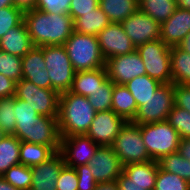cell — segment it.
I'll list each match as a JSON object with an SVG mask.
<instances>
[{"mask_svg": "<svg viewBox=\"0 0 190 190\" xmlns=\"http://www.w3.org/2000/svg\"><path fill=\"white\" fill-rule=\"evenodd\" d=\"M0 190H19L9 184L2 176H0Z\"/></svg>", "mask_w": 190, "mask_h": 190, "instance_id": "obj_51", "label": "cell"}, {"mask_svg": "<svg viewBox=\"0 0 190 190\" xmlns=\"http://www.w3.org/2000/svg\"><path fill=\"white\" fill-rule=\"evenodd\" d=\"M95 115L87 97L70 91L60 93L57 121L61 137L86 135Z\"/></svg>", "mask_w": 190, "mask_h": 190, "instance_id": "obj_2", "label": "cell"}, {"mask_svg": "<svg viewBox=\"0 0 190 190\" xmlns=\"http://www.w3.org/2000/svg\"><path fill=\"white\" fill-rule=\"evenodd\" d=\"M100 50L105 60L136 50L120 23H110L97 34Z\"/></svg>", "mask_w": 190, "mask_h": 190, "instance_id": "obj_15", "label": "cell"}, {"mask_svg": "<svg viewBox=\"0 0 190 190\" xmlns=\"http://www.w3.org/2000/svg\"><path fill=\"white\" fill-rule=\"evenodd\" d=\"M139 10L160 24L165 22L177 8L176 0H138Z\"/></svg>", "mask_w": 190, "mask_h": 190, "instance_id": "obj_30", "label": "cell"}, {"mask_svg": "<svg viewBox=\"0 0 190 190\" xmlns=\"http://www.w3.org/2000/svg\"><path fill=\"white\" fill-rule=\"evenodd\" d=\"M120 24L136 48L146 42L160 39L161 24L139 9Z\"/></svg>", "mask_w": 190, "mask_h": 190, "instance_id": "obj_12", "label": "cell"}, {"mask_svg": "<svg viewBox=\"0 0 190 190\" xmlns=\"http://www.w3.org/2000/svg\"><path fill=\"white\" fill-rule=\"evenodd\" d=\"M99 145L86 135L61 137L60 153L66 166L74 168L88 164L93 158Z\"/></svg>", "mask_w": 190, "mask_h": 190, "instance_id": "obj_14", "label": "cell"}, {"mask_svg": "<svg viewBox=\"0 0 190 190\" xmlns=\"http://www.w3.org/2000/svg\"><path fill=\"white\" fill-rule=\"evenodd\" d=\"M94 190H119L116 180L97 183Z\"/></svg>", "mask_w": 190, "mask_h": 190, "instance_id": "obj_49", "label": "cell"}, {"mask_svg": "<svg viewBox=\"0 0 190 190\" xmlns=\"http://www.w3.org/2000/svg\"><path fill=\"white\" fill-rule=\"evenodd\" d=\"M24 20V11L15 6H7L0 9V38L5 33L18 26Z\"/></svg>", "mask_w": 190, "mask_h": 190, "instance_id": "obj_38", "label": "cell"}, {"mask_svg": "<svg viewBox=\"0 0 190 190\" xmlns=\"http://www.w3.org/2000/svg\"><path fill=\"white\" fill-rule=\"evenodd\" d=\"M56 152L49 146L21 141L20 164L27 167L39 165L47 161Z\"/></svg>", "mask_w": 190, "mask_h": 190, "instance_id": "obj_28", "label": "cell"}, {"mask_svg": "<svg viewBox=\"0 0 190 190\" xmlns=\"http://www.w3.org/2000/svg\"><path fill=\"white\" fill-rule=\"evenodd\" d=\"M7 6H14L13 0H0V9Z\"/></svg>", "mask_w": 190, "mask_h": 190, "instance_id": "obj_53", "label": "cell"}, {"mask_svg": "<svg viewBox=\"0 0 190 190\" xmlns=\"http://www.w3.org/2000/svg\"><path fill=\"white\" fill-rule=\"evenodd\" d=\"M160 85V82L151 78L147 74L137 76L125 84L129 92L135 98L137 108L144 105L145 102L155 94Z\"/></svg>", "mask_w": 190, "mask_h": 190, "instance_id": "obj_27", "label": "cell"}, {"mask_svg": "<svg viewBox=\"0 0 190 190\" xmlns=\"http://www.w3.org/2000/svg\"><path fill=\"white\" fill-rule=\"evenodd\" d=\"M98 5L110 23H121L139 9L138 0H99Z\"/></svg>", "mask_w": 190, "mask_h": 190, "instance_id": "obj_24", "label": "cell"}, {"mask_svg": "<svg viewBox=\"0 0 190 190\" xmlns=\"http://www.w3.org/2000/svg\"><path fill=\"white\" fill-rule=\"evenodd\" d=\"M78 175V190H94L97 184L88 164L74 167Z\"/></svg>", "mask_w": 190, "mask_h": 190, "instance_id": "obj_42", "label": "cell"}, {"mask_svg": "<svg viewBox=\"0 0 190 190\" xmlns=\"http://www.w3.org/2000/svg\"><path fill=\"white\" fill-rule=\"evenodd\" d=\"M59 93L54 89L36 86L27 79L16 82L14 97L30 105L37 114L58 118Z\"/></svg>", "mask_w": 190, "mask_h": 190, "instance_id": "obj_9", "label": "cell"}, {"mask_svg": "<svg viewBox=\"0 0 190 190\" xmlns=\"http://www.w3.org/2000/svg\"><path fill=\"white\" fill-rule=\"evenodd\" d=\"M154 190H190V183L178 175L159 168Z\"/></svg>", "mask_w": 190, "mask_h": 190, "instance_id": "obj_37", "label": "cell"}, {"mask_svg": "<svg viewBox=\"0 0 190 190\" xmlns=\"http://www.w3.org/2000/svg\"><path fill=\"white\" fill-rule=\"evenodd\" d=\"M173 107V83L161 84L155 94L138 108L132 122L141 125L167 120L168 114Z\"/></svg>", "mask_w": 190, "mask_h": 190, "instance_id": "obj_10", "label": "cell"}, {"mask_svg": "<svg viewBox=\"0 0 190 190\" xmlns=\"http://www.w3.org/2000/svg\"><path fill=\"white\" fill-rule=\"evenodd\" d=\"M73 22L74 31L95 36L110 24L107 15L99 6L92 12L76 18Z\"/></svg>", "mask_w": 190, "mask_h": 190, "instance_id": "obj_25", "label": "cell"}, {"mask_svg": "<svg viewBox=\"0 0 190 190\" xmlns=\"http://www.w3.org/2000/svg\"><path fill=\"white\" fill-rule=\"evenodd\" d=\"M174 106L190 113V85L173 84Z\"/></svg>", "mask_w": 190, "mask_h": 190, "instance_id": "obj_43", "label": "cell"}, {"mask_svg": "<svg viewBox=\"0 0 190 190\" xmlns=\"http://www.w3.org/2000/svg\"><path fill=\"white\" fill-rule=\"evenodd\" d=\"M57 190H78V175L74 168L64 166L56 182Z\"/></svg>", "mask_w": 190, "mask_h": 190, "instance_id": "obj_40", "label": "cell"}, {"mask_svg": "<svg viewBox=\"0 0 190 190\" xmlns=\"http://www.w3.org/2000/svg\"><path fill=\"white\" fill-rule=\"evenodd\" d=\"M20 144L14 135H6L0 140V176L10 167L20 164Z\"/></svg>", "mask_w": 190, "mask_h": 190, "instance_id": "obj_29", "label": "cell"}, {"mask_svg": "<svg viewBox=\"0 0 190 190\" xmlns=\"http://www.w3.org/2000/svg\"><path fill=\"white\" fill-rule=\"evenodd\" d=\"M22 79H27L41 88L51 89V80L44 60V46H33L22 57Z\"/></svg>", "mask_w": 190, "mask_h": 190, "instance_id": "obj_17", "label": "cell"}, {"mask_svg": "<svg viewBox=\"0 0 190 190\" xmlns=\"http://www.w3.org/2000/svg\"><path fill=\"white\" fill-rule=\"evenodd\" d=\"M136 50L141 56L148 76L161 84L172 83L171 47L157 39L138 46Z\"/></svg>", "mask_w": 190, "mask_h": 190, "instance_id": "obj_7", "label": "cell"}, {"mask_svg": "<svg viewBox=\"0 0 190 190\" xmlns=\"http://www.w3.org/2000/svg\"><path fill=\"white\" fill-rule=\"evenodd\" d=\"M14 111L16 121L36 120L39 115L27 102L17 97H14Z\"/></svg>", "mask_w": 190, "mask_h": 190, "instance_id": "obj_44", "label": "cell"}, {"mask_svg": "<svg viewBox=\"0 0 190 190\" xmlns=\"http://www.w3.org/2000/svg\"><path fill=\"white\" fill-rule=\"evenodd\" d=\"M2 177L19 190H30L32 183V171L30 167L18 164L10 167Z\"/></svg>", "mask_w": 190, "mask_h": 190, "instance_id": "obj_32", "label": "cell"}, {"mask_svg": "<svg viewBox=\"0 0 190 190\" xmlns=\"http://www.w3.org/2000/svg\"><path fill=\"white\" fill-rule=\"evenodd\" d=\"M6 136V133L0 128V140Z\"/></svg>", "mask_w": 190, "mask_h": 190, "instance_id": "obj_54", "label": "cell"}, {"mask_svg": "<svg viewBox=\"0 0 190 190\" xmlns=\"http://www.w3.org/2000/svg\"><path fill=\"white\" fill-rule=\"evenodd\" d=\"M125 123L113 110L98 111L86 136L99 146H112Z\"/></svg>", "mask_w": 190, "mask_h": 190, "instance_id": "obj_13", "label": "cell"}, {"mask_svg": "<svg viewBox=\"0 0 190 190\" xmlns=\"http://www.w3.org/2000/svg\"><path fill=\"white\" fill-rule=\"evenodd\" d=\"M70 62L75 72L90 71L105 67L98 38L95 35L73 31L64 43Z\"/></svg>", "mask_w": 190, "mask_h": 190, "instance_id": "obj_3", "label": "cell"}, {"mask_svg": "<svg viewBox=\"0 0 190 190\" xmlns=\"http://www.w3.org/2000/svg\"><path fill=\"white\" fill-rule=\"evenodd\" d=\"M16 82L0 73V98L15 95Z\"/></svg>", "mask_w": 190, "mask_h": 190, "instance_id": "obj_46", "label": "cell"}, {"mask_svg": "<svg viewBox=\"0 0 190 190\" xmlns=\"http://www.w3.org/2000/svg\"><path fill=\"white\" fill-rule=\"evenodd\" d=\"M72 0H37L35 9L50 14H68Z\"/></svg>", "mask_w": 190, "mask_h": 190, "instance_id": "obj_39", "label": "cell"}, {"mask_svg": "<svg viewBox=\"0 0 190 190\" xmlns=\"http://www.w3.org/2000/svg\"><path fill=\"white\" fill-rule=\"evenodd\" d=\"M159 165L155 160L144 163H132L123 166V173L131 183L138 185H155Z\"/></svg>", "mask_w": 190, "mask_h": 190, "instance_id": "obj_23", "label": "cell"}, {"mask_svg": "<svg viewBox=\"0 0 190 190\" xmlns=\"http://www.w3.org/2000/svg\"><path fill=\"white\" fill-rule=\"evenodd\" d=\"M177 7L190 10V0H176Z\"/></svg>", "mask_w": 190, "mask_h": 190, "instance_id": "obj_52", "label": "cell"}, {"mask_svg": "<svg viewBox=\"0 0 190 190\" xmlns=\"http://www.w3.org/2000/svg\"><path fill=\"white\" fill-rule=\"evenodd\" d=\"M37 0H13L14 6L23 11L34 9Z\"/></svg>", "mask_w": 190, "mask_h": 190, "instance_id": "obj_48", "label": "cell"}, {"mask_svg": "<svg viewBox=\"0 0 190 190\" xmlns=\"http://www.w3.org/2000/svg\"><path fill=\"white\" fill-rule=\"evenodd\" d=\"M190 32V10L177 7L174 13L161 23L160 39L169 47L178 46Z\"/></svg>", "mask_w": 190, "mask_h": 190, "instance_id": "obj_19", "label": "cell"}, {"mask_svg": "<svg viewBox=\"0 0 190 190\" xmlns=\"http://www.w3.org/2000/svg\"><path fill=\"white\" fill-rule=\"evenodd\" d=\"M88 165L97 183L114 181L123 172V166L111 146H99Z\"/></svg>", "mask_w": 190, "mask_h": 190, "instance_id": "obj_16", "label": "cell"}, {"mask_svg": "<svg viewBox=\"0 0 190 190\" xmlns=\"http://www.w3.org/2000/svg\"><path fill=\"white\" fill-rule=\"evenodd\" d=\"M112 110L126 122L134 120L138 111L137 104L125 85L114 83Z\"/></svg>", "mask_w": 190, "mask_h": 190, "instance_id": "obj_22", "label": "cell"}, {"mask_svg": "<svg viewBox=\"0 0 190 190\" xmlns=\"http://www.w3.org/2000/svg\"><path fill=\"white\" fill-rule=\"evenodd\" d=\"M141 136L152 160L178 151L180 137L167 120L140 125Z\"/></svg>", "mask_w": 190, "mask_h": 190, "instance_id": "obj_5", "label": "cell"}, {"mask_svg": "<svg viewBox=\"0 0 190 190\" xmlns=\"http://www.w3.org/2000/svg\"><path fill=\"white\" fill-rule=\"evenodd\" d=\"M0 73L19 82L22 79V58L0 50Z\"/></svg>", "mask_w": 190, "mask_h": 190, "instance_id": "obj_34", "label": "cell"}, {"mask_svg": "<svg viewBox=\"0 0 190 190\" xmlns=\"http://www.w3.org/2000/svg\"><path fill=\"white\" fill-rule=\"evenodd\" d=\"M170 65L172 83L190 85V54L178 46L171 47Z\"/></svg>", "mask_w": 190, "mask_h": 190, "instance_id": "obj_26", "label": "cell"}, {"mask_svg": "<svg viewBox=\"0 0 190 190\" xmlns=\"http://www.w3.org/2000/svg\"><path fill=\"white\" fill-rule=\"evenodd\" d=\"M108 79L106 67L96 70L75 72L70 92L84 97L93 96L94 92Z\"/></svg>", "mask_w": 190, "mask_h": 190, "instance_id": "obj_21", "label": "cell"}, {"mask_svg": "<svg viewBox=\"0 0 190 190\" xmlns=\"http://www.w3.org/2000/svg\"><path fill=\"white\" fill-rule=\"evenodd\" d=\"M108 78L115 84L125 85L137 76L146 75V69L140 54L133 53L118 55L106 60Z\"/></svg>", "mask_w": 190, "mask_h": 190, "instance_id": "obj_11", "label": "cell"}, {"mask_svg": "<svg viewBox=\"0 0 190 190\" xmlns=\"http://www.w3.org/2000/svg\"><path fill=\"white\" fill-rule=\"evenodd\" d=\"M24 22L33 46L64 45L74 31L69 14H50L34 8L24 11Z\"/></svg>", "mask_w": 190, "mask_h": 190, "instance_id": "obj_1", "label": "cell"}, {"mask_svg": "<svg viewBox=\"0 0 190 190\" xmlns=\"http://www.w3.org/2000/svg\"><path fill=\"white\" fill-rule=\"evenodd\" d=\"M64 166L62 154L56 152L47 161L30 167L32 171L30 190H57L56 182Z\"/></svg>", "mask_w": 190, "mask_h": 190, "instance_id": "obj_18", "label": "cell"}, {"mask_svg": "<svg viewBox=\"0 0 190 190\" xmlns=\"http://www.w3.org/2000/svg\"><path fill=\"white\" fill-rule=\"evenodd\" d=\"M111 147L114 149L122 166L152 160L143 142L140 125L132 121H128L122 126Z\"/></svg>", "mask_w": 190, "mask_h": 190, "instance_id": "obj_6", "label": "cell"}, {"mask_svg": "<svg viewBox=\"0 0 190 190\" xmlns=\"http://www.w3.org/2000/svg\"><path fill=\"white\" fill-rule=\"evenodd\" d=\"M177 152L190 161V138L180 139Z\"/></svg>", "mask_w": 190, "mask_h": 190, "instance_id": "obj_47", "label": "cell"}, {"mask_svg": "<svg viewBox=\"0 0 190 190\" xmlns=\"http://www.w3.org/2000/svg\"><path fill=\"white\" fill-rule=\"evenodd\" d=\"M99 0H72L69 7V15L73 21L84 15L85 13L92 12L99 5Z\"/></svg>", "mask_w": 190, "mask_h": 190, "instance_id": "obj_41", "label": "cell"}, {"mask_svg": "<svg viewBox=\"0 0 190 190\" xmlns=\"http://www.w3.org/2000/svg\"><path fill=\"white\" fill-rule=\"evenodd\" d=\"M15 127L14 96L0 98V128L6 135H13Z\"/></svg>", "mask_w": 190, "mask_h": 190, "instance_id": "obj_35", "label": "cell"}, {"mask_svg": "<svg viewBox=\"0 0 190 190\" xmlns=\"http://www.w3.org/2000/svg\"><path fill=\"white\" fill-rule=\"evenodd\" d=\"M20 141L42 144L60 151L61 136L57 118L38 115L36 120L16 121L13 134Z\"/></svg>", "mask_w": 190, "mask_h": 190, "instance_id": "obj_4", "label": "cell"}, {"mask_svg": "<svg viewBox=\"0 0 190 190\" xmlns=\"http://www.w3.org/2000/svg\"><path fill=\"white\" fill-rule=\"evenodd\" d=\"M157 162L161 170L178 175L190 183V161L178 152L165 155Z\"/></svg>", "mask_w": 190, "mask_h": 190, "instance_id": "obj_31", "label": "cell"}, {"mask_svg": "<svg viewBox=\"0 0 190 190\" xmlns=\"http://www.w3.org/2000/svg\"><path fill=\"white\" fill-rule=\"evenodd\" d=\"M44 60L51 80V89L59 94L69 91L75 71L64 45L44 46Z\"/></svg>", "mask_w": 190, "mask_h": 190, "instance_id": "obj_8", "label": "cell"}, {"mask_svg": "<svg viewBox=\"0 0 190 190\" xmlns=\"http://www.w3.org/2000/svg\"><path fill=\"white\" fill-rule=\"evenodd\" d=\"M180 49H182L184 52L190 54V32L186 34L184 39L181 41V43L178 45Z\"/></svg>", "mask_w": 190, "mask_h": 190, "instance_id": "obj_50", "label": "cell"}, {"mask_svg": "<svg viewBox=\"0 0 190 190\" xmlns=\"http://www.w3.org/2000/svg\"><path fill=\"white\" fill-rule=\"evenodd\" d=\"M113 88L114 83L108 78L100 88L94 92L93 96L88 97L89 103L96 112L112 110Z\"/></svg>", "mask_w": 190, "mask_h": 190, "instance_id": "obj_33", "label": "cell"}, {"mask_svg": "<svg viewBox=\"0 0 190 190\" xmlns=\"http://www.w3.org/2000/svg\"><path fill=\"white\" fill-rule=\"evenodd\" d=\"M33 47L24 20L0 38V50L23 57Z\"/></svg>", "mask_w": 190, "mask_h": 190, "instance_id": "obj_20", "label": "cell"}, {"mask_svg": "<svg viewBox=\"0 0 190 190\" xmlns=\"http://www.w3.org/2000/svg\"><path fill=\"white\" fill-rule=\"evenodd\" d=\"M119 190H154L155 185H138L131 183L129 177L123 172L116 179Z\"/></svg>", "mask_w": 190, "mask_h": 190, "instance_id": "obj_45", "label": "cell"}, {"mask_svg": "<svg viewBox=\"0 0 190 190\" xmlns=\"http://www.w3.org/2000/svg\"><path fill=\"white\" fill-rule=\"evenodd\" d=\"M167 121L178 132L180 139L190 138V113L187 110L174 106Z\"/></svg>", "mask_w": 190, "mask_h": 190, "instance_id": "obj_36", "label": "cell"}]
</instances>
